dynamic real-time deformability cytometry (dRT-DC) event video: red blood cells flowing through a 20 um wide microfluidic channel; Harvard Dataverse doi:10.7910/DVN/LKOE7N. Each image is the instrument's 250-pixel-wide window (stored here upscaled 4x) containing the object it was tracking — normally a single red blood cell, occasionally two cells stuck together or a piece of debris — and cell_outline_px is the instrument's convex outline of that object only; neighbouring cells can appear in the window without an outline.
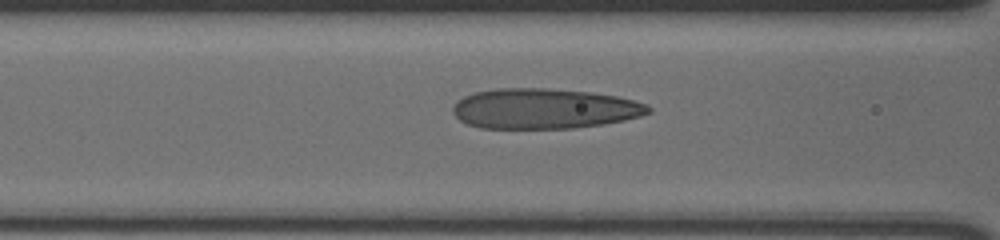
{"species": "human", "species_latin": "Homo sapiens", "temperature_condition": "cold", "stored_images_in_passage": 40, "camera_frame_rate_fps": 3000, "um_per_image_px": 0.085, "donor": {"sex": "male"}, "frame": {"image": 1, "passage_image": 24, "time_ms": 7.667, "image_size_px": [1000, 240], "cell_outline_px": [[652, 112], [640, 116], [624, 120], [604, 124], [576, 128], [480, 128], [468, 124], [460, 120], [452, 112], [452, 108], [456, 100], [464, 96], [476, 92], [496, 88], [548, 88], [592, 92], [616, 96], [648, 104], [652, 108]], "centroid_in_image_um": [46.26, 9.23], "position_along_channel_um": 120.3, "area_um2": 46.12}}
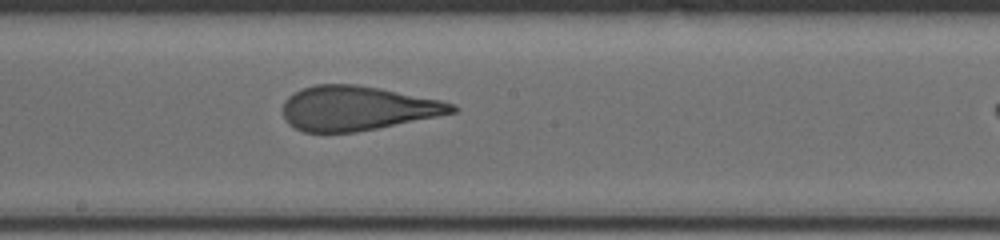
{"frame": {"image": 2, "passage_image": 32, "time_ms": 10.333, "image_size_px": [1000, 240], "cell_outline_px": [[456, 112], [356, 132], [304, 132], [288, 124], [284, 120], [284, 100], [288, 96], [304, 88], [316, 84], [356, 84], [380, 88], [440, 100], [456, 104]], "centroid_in_image_um": [30.34, 9.19], "position_along_channel_um": 217.9, "area_um2": 43.41}}
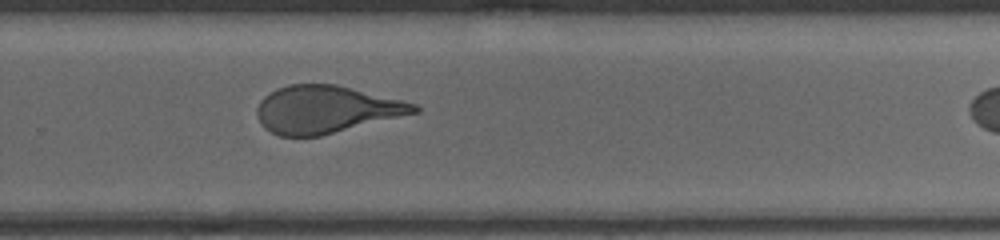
{"frame": {"image": 3, "passage_image": 39, "time_ms": 12.667, "image_size_px": [1000, 240], "cell_outline_px": [[420, 112], [320, 136], [280, 136], [264, 128], [260, 124], [256, 116], [256, 108], [260, 100], [268, 92], [276, 88], [288, 84], [336, 84], [416, 104], [420, 108]], "centroid_in_image_um": [27.66, 9.3], "position_along_channel_um": 302.1, "area_um2": 43.52}}